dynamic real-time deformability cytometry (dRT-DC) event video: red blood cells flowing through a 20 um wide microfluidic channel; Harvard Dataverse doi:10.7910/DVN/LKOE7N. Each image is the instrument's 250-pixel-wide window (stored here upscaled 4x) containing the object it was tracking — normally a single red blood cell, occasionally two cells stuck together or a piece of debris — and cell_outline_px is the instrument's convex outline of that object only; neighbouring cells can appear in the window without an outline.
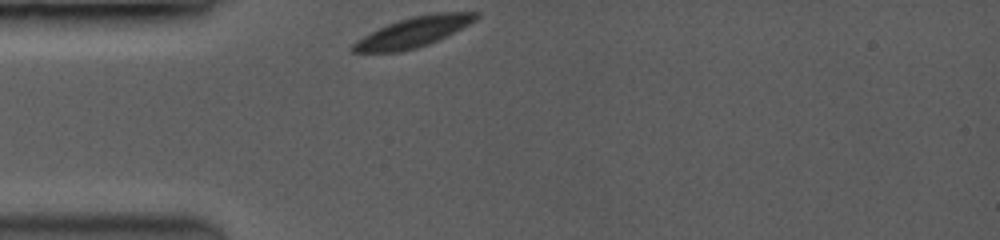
{"species": "common noctule bat (a hibernating species)", "species_latin": "Nyctalus noctula", "temperature_condition": "room temperature", "stored_images_in_passage": 35, "camera_frame_rate_fps": 3500, "um_per_image_px": 0.085, "animal": {"sex": "female", "body_mass_g": 19.0, "forearm_length_mm": 53.3}, "frame": {"image": 1, "passage_image": 1, "time_ms": 0.0, "image_size_px": [1000, 240], "cell_outline_px": [[480, 16], [476, 20], [428, 44], [416, 48], [400, 52], [352, 52], [348, 48], [356, 40], [388, 24], [412, 16], [436, 12], [480, 12]], "centroid_in_image_um": [35.11, 2.72], "position_along_channel_um": 49.9, "area_um2": 21.21}}
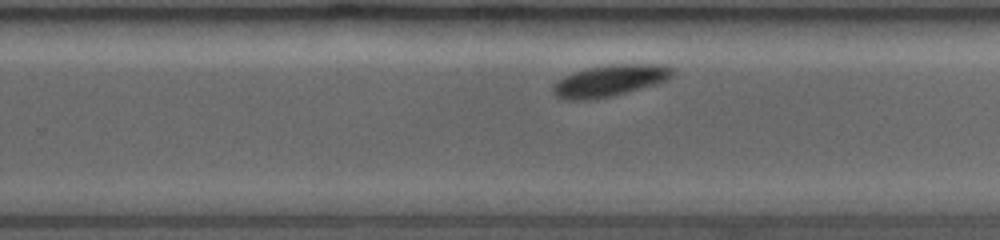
{"frame": {"image": 2, "passage_image": 22, "time_ms": 6.286, "image_size_px": [1000, 240], "cell_outline_px": [[672, 76], [656, 84], [608, 96], [568, 100], [556, 96], [552, 88], [564, 76], [588, 68], [612, 64], [656, 64], [672, 68]], "centroid_in_image_um": [51.84, 6.83], "position_along_channel_um": 278.0, "area_um2": 20.92}}
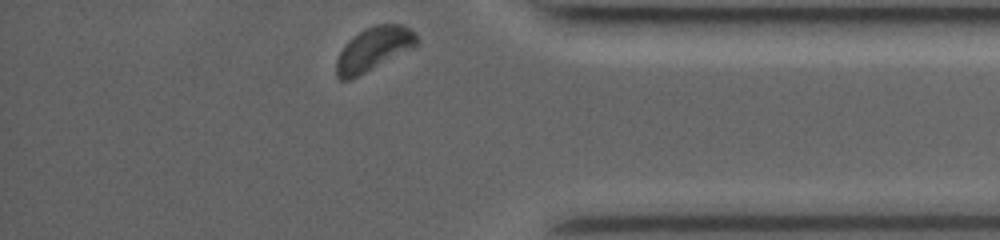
{"frame": {"image": 3, "passage_image": 35, "time_ms": 9.714, "image_size_px": [1000, 240], "cell_outline_px": [[420, 40], [412, 48], [348, 80], [340, 80], [336, 76], [336, 60], [340, 52], [348, 40], [360, 32], [376, 24], [400, 24], [408, 28]], "centroid_in_image_um": [31.73, 4.16], "position_along_channel_um": 403.5, "area_um2": 19.77}, "authors_computed_cell_mechanics": {"area_um2": 21.5016, "velocity_mm_per_s": 3.8192, "shape_relaxation_time_tau1_ms": 0.61, "shape_relaxation_time_tau2_ms": null, "deformation_change_tau1": 0.0451, "deformation_change_tau2": null}}